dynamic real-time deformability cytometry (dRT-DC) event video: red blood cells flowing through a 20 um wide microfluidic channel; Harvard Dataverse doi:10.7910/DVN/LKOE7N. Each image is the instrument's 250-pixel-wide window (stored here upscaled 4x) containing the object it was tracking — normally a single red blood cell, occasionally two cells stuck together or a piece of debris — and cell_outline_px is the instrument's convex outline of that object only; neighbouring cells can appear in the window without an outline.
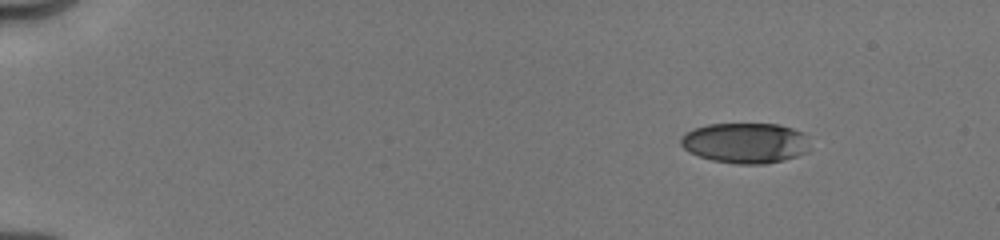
{"species": "human", "species_latin": "Homo sapiens", "temperature_condition": "cold", "stored_images_in_passage": 13, "camera_frame_rate_fps": 3000, "um_per_image_px": 0.085, "donor": {"sex": "male"}, "frame": {"image": 1, "passage_image": 4, "time_ms": 2.0, "image_size_px": [1000, 240], "cell_outline_px": [[808, 152], [784, 160], [764, 164], [736, 164], [712, 160], [688, 152], [680, 144], [680, 136], [684, 132], [692, 128], [708, 124], [780, 124], [804, 132]], "centroid_in_image_um": [63.3, 12.14], "position_along_channel_um": 21.7, "area_um2": 30.58}}
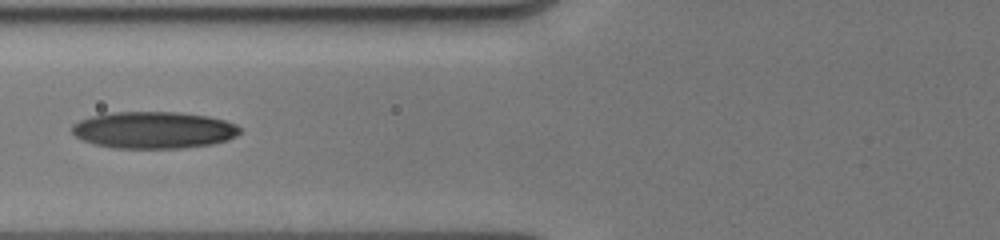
{"frame": {"image": 2, "passage_image": 10, "time_ms": 7.333, "image_size_px": [1000, 240], "cell_outline_px": [[244, 132], [228, 140], [212, 144], [184, 148], [112, 148], [96, 144], [84, 140], [76, 136], [72, 132], [72, 124], [80, 120], [92, 116], [112, 112], [180, 112], [208, 116], [224, 120], [236, 124], [244, 128]], "centroid_in_image_um": [13.13, 11.05], "position_along_channel_um": 112.7, "area_um2": 36.36}}
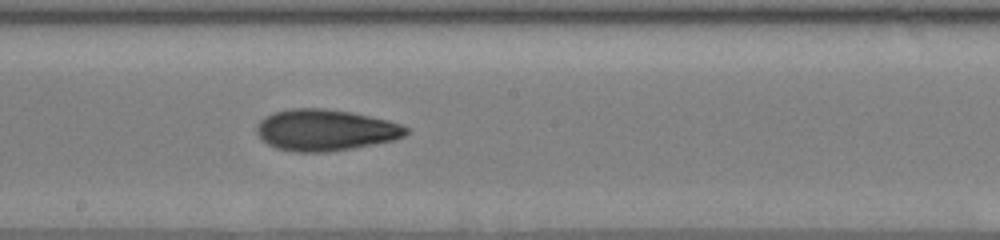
{"frame": {"image": 3, "passage_image": 13, "time_ms": 10.0, "image_size_px": [1000, 240], "cell_outline_px": [[408, 132], [404, 136], [396, 140], [352, 148], [324, 152], [296, 152], [276, 148], [268, 144], [256, 132], [256, 124], [264, 116], [272, 112], [292, 108], [324, 108], [352, 112], [388, 120], [400, 124], [408, 128]], "centroid_in_image_um": [27.64, 11.05], "position_along_channel_um": 220.6, "area_um2": 36.13}}